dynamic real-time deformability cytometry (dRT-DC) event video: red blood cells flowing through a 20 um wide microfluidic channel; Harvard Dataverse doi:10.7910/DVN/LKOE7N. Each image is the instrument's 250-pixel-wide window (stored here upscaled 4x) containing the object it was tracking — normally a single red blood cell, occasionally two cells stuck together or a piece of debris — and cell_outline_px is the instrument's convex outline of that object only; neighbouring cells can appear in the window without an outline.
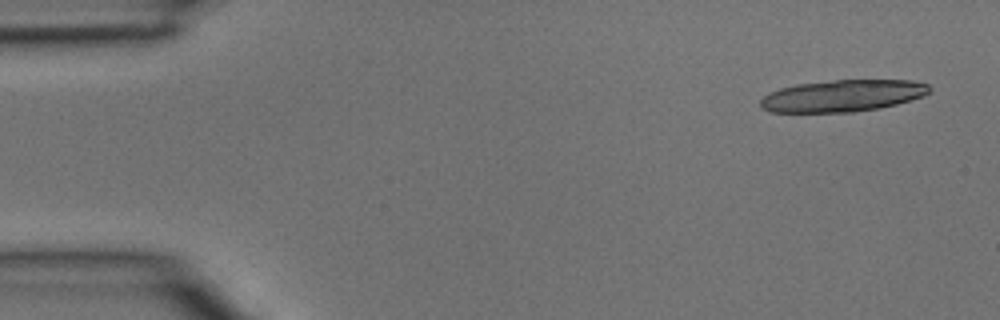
{"species": "common noctule bat (a hibernating species)", "species_latin": "Nyctalus noctula", "temperature_condition": "room temperature", "stored_images_in_passage": 4, "camera_frame_rate_fps": 3000, "um_per_image_px": 0.085, "animal": {"sex": "male", "body_mass_g": 15.6}, "frame": {"image": 1, "passage_image": 1, "time_ms": 0.0, "image_size_px": [1000, 320], "cell_outline_px": [[932, 88], [924, 96], [896, 104], [876, 108], [852, 112], [768, 112], [760, 108], [760, 100], [768, 92], [780, 88], [796, 84], [836, 80], [912, 80], [928, 84]], "centroid_in_image_um": [71.59, 8.14], "position_along_channel_um": 13.4, "area_um2": 31.39}}